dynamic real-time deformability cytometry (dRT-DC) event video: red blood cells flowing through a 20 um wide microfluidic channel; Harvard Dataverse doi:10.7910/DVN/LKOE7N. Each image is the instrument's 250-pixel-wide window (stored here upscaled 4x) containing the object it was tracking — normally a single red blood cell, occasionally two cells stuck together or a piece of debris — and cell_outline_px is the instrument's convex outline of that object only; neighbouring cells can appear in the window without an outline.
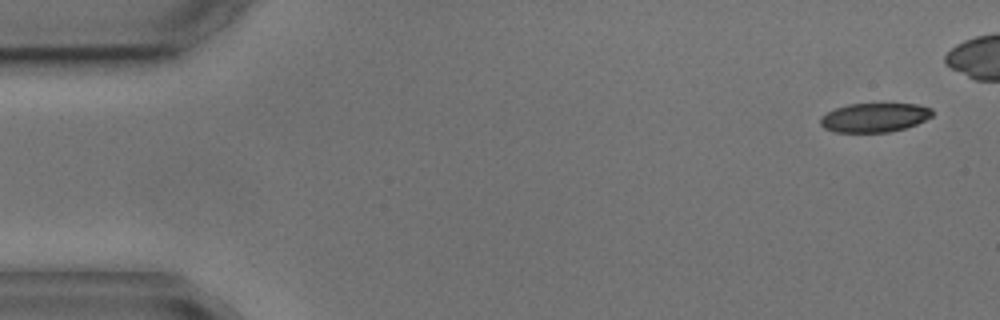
{"species": "common noctule bat (a hibernating species)", "species_latin": "Nyctalus noctula", "temperature_condition": "cold", "stored_images_in_passage": 5, "camera_frame_rate_fps": 3000, "um_per_image_px": 0.085, "animal": {"sex": "male", "body_mass_g": 17.9, "forearm_length_mm": 54.2}, "frame": {"image": 1, "passage_image": 1, "time_ms": 0.0, "image_size_px": [1000, 320], "cell_outline_px": [[932, 116], [916, 124], [904, 128], [888, 132], [836, 132], [824, 128], [820, 124], [820, 116], [836, 108], [848, 104], [916, 104], [932, 108]], "centroid_in_image_um": [74.31, 9.99], "position_along_channel_um": 10.7, "area_um2": 18.84}}